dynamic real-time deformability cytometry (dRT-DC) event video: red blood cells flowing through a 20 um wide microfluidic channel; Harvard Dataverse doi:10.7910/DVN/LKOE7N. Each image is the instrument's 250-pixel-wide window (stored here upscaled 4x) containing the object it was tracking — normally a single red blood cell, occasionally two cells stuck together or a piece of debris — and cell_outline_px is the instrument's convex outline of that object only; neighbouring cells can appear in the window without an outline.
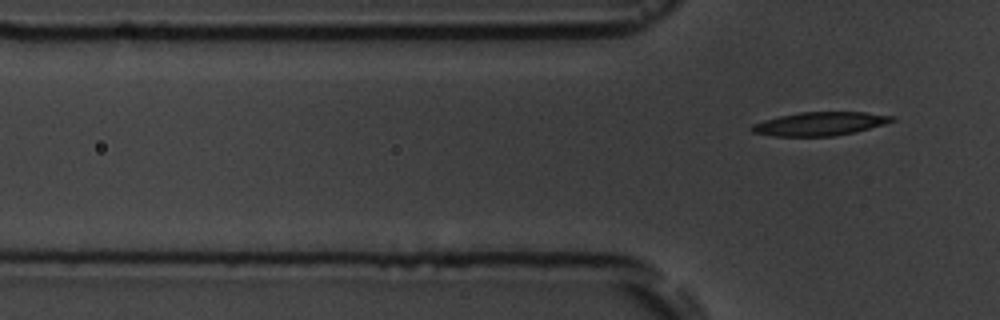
{"species": "common noctule bat (a hibernating species)", "species_latin": "Nyctalus noctula", "temperature_condition": "room temperature", "stored_images_in_passage": 5, "camera_frame_rate_fps": 3000, "um_per_image_px": 0.085, "animal": {"sex": "male", "body_mass_g": 19.5, "forearm_length_mm": 54.6}, "frame": {"image": 1, "passage_image": 5, "time_ms": 5.333, "image_size_px": [1000, 320], "cell_outline_px": [[896, 120], [884, 124], [856, 132], [832, 136], [772, 136], [752, 132], [748, 128], [752, 124], [764, 120], [780, 116], [800, 112], [864, 112], [896, 116]], "centroid_in_image_um": [69.69, 10.52], "position_along_channel_um": 56.1, "area_um2": 19.31}}